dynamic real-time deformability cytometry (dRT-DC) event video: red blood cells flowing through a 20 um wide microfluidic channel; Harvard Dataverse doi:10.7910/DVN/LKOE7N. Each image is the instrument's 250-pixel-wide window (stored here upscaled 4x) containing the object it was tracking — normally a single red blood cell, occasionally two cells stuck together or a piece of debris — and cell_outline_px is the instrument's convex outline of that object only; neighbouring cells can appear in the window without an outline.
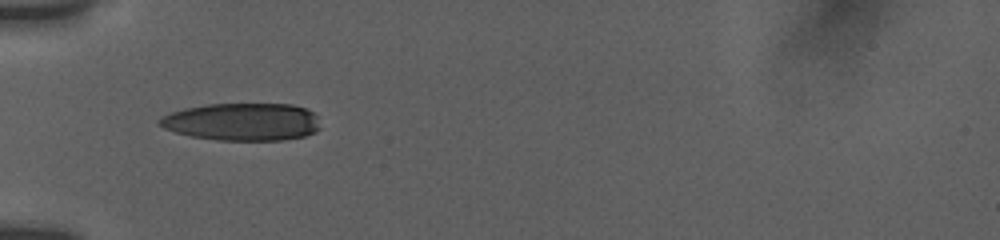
{"species": "human", "species_latin": "Homo sapiens", "temperature_condition": "room temperature", "stored_images_in_passage": 5, "camera_frame_rate_fps": 3000, "um_per_image_px": 0.085, "donor": {"sex": "female"}, "frame": {"image": 1, "passage_image": 2, "time_ms": 0.667, "image_size_px": [1000, 240], "cell_outline_px": [[320, 128], [316, 132], [304, 136], [280, 140], [220, 140], [192, 136], [176, 132], [164, 128], [156, 124], [156, 120], [160, 116], [184, 108], [208, 104], [292, 104], [304, 108], [312, 112], [316, 116]], "centroid_in_image_um": [20.56, 10.35], "position_along_channel_um": 64.4, "area_um2": 35.26}}
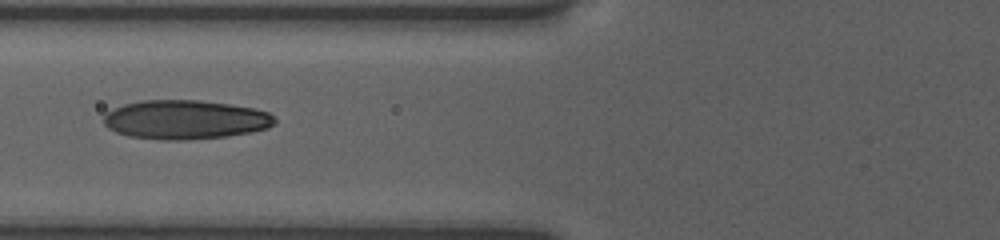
{"frame": {"image": 2, "passage_image": 4, "time_ms": 2.0, "image_size_px": [1000, 240], "cell_outline_px": [[276, 124], [268, 128], [252, 132], [228, 136], [180, 140], [164, 140], [128, 136], [116, 132], [108, 128], [104, 124], [104, 116], [108, 112], [124, 104], [140, 100], [200, 100], [228, 104], [252, 108], [268, 112], [276, 120]], "centroid_in_image_um": [15.76, 10.17], "position_along_channel_um": 110.0, "area_um2": 38.9}}